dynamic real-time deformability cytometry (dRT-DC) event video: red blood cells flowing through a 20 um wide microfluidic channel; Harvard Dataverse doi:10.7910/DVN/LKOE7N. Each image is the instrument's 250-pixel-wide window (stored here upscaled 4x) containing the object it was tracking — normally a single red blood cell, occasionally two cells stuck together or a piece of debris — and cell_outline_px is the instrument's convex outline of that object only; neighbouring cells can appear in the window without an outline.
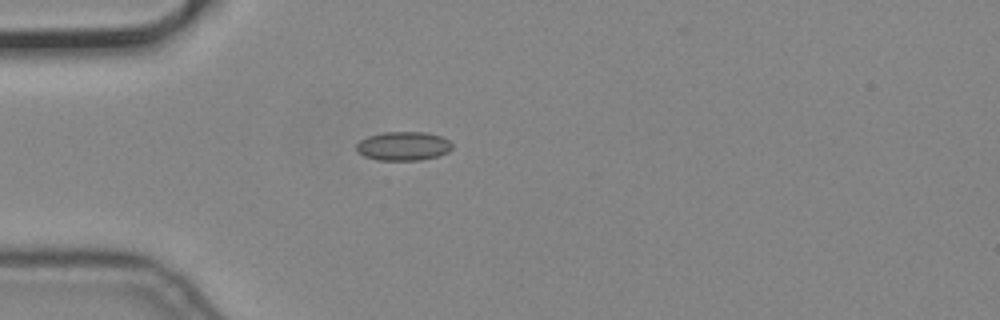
{"species": "common noctule bat (a hibernating species)", "species_latin": "Nyctalus noctula", "temperature_condition": "cold", "stored_images_in_passage": 41, "camera_frame_rate_fps": 3000, "um_per_image_px": 0.085, "animal": {"sex": "male", "body_mass_g": 19.2, "forearm_length_mm": 51.8}, "frame": {"image": 1, "passage_image": 1, "time_ms": 0.0, "image_size_px": [1000, 320], "cell_outline_px": [[452, 148], [448, 152], [436, 156], [420, 160], [376, 160], [364, 156], [356, 152], [356, 144], [360, 140], [368, 136], [384, 132], [428, 132], [440, 136], [448, 140], [452, 144]], "centroid_in_image_um": [34.25, 12.41], "position_along_channel_um": 50.7, "area_um2": 16.18}}
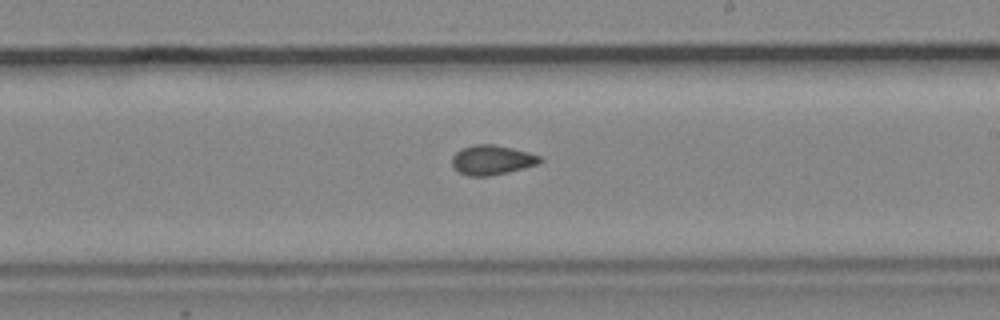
{"frame": {"image": 2, "passage_image": 18, "time_ms": 5.667, "image_size_px": [1000, 320], "cell_outline_px": [[544, 160], [540, 164], [508, 172], [488, 176], [468, 176], [460, 172], [452, 164], [452, 156], [456, 152], [472, 144], [492, 144], [512, 148], [528, 152], [540, 156]], "centroid_in_image_um": [41.85, 13.59], "position_along_channel_um": 247.2, "area_um2": 15.14}}
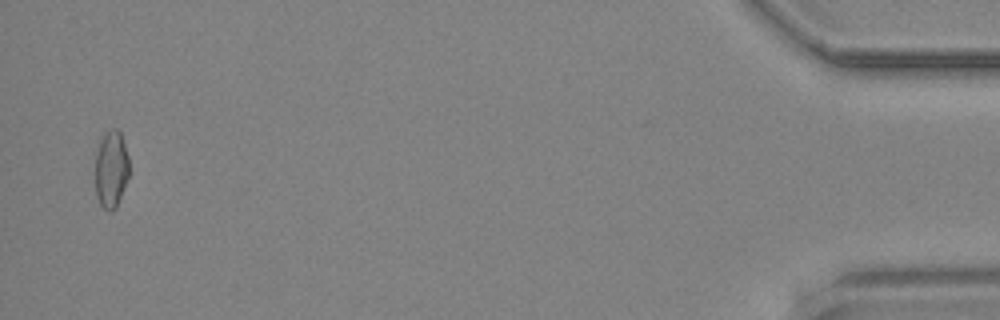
{"frame": {"image": 3, "passage_image": 40, "time_ms": 13.0, "image_size_px": [1000, 320], "cell_outline_px": [[128, 176], [116, 208], [112, 212], [108, 212], [100, 204], [96, 196], [92, 172], [100, 140], [104, 132], [112, 128], [116, 128], [120, 132], [128, 156]], "centroid_in_image_um": [9.39, 14.4], "position_along_channel_um": 425.8, "area_um2": 15.72}}